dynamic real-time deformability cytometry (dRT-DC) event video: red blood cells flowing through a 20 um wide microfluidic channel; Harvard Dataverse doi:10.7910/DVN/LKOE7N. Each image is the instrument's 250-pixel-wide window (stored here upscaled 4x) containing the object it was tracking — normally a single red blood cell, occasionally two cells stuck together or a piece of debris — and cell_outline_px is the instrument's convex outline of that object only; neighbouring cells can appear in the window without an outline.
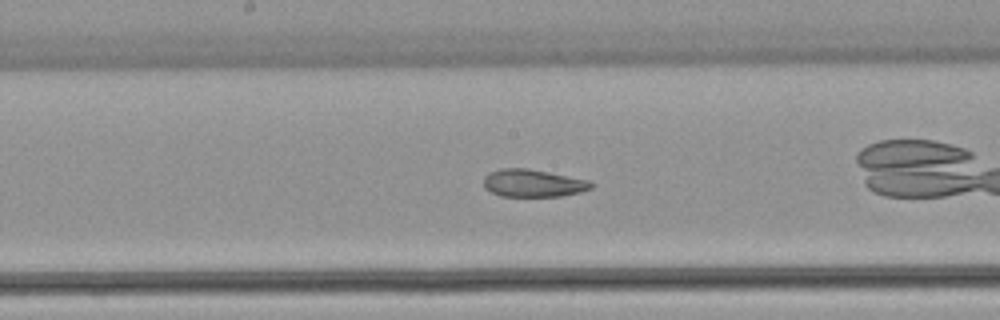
{"species": "common noctule bat (a hibernating species)", "species_latin": "Nyctalus noctula", "temperature_condition": "warm", "stored_images_in_passage": 38, "camera_frame_rate_fps": 3000, "um_per_image_px": 0.085, "animal": {"sex": "female", "body_mass_g": 22.7, "forearm_length_mm": 54.2}, "frame": {"image": 1, "passage_image": 12, "time_ms": 3.667, "image_size_px": [1000, 320], "cell_outline_px": [[592, 188], [580, 192], [560, 196], [500, 196], [484, 188], [484, 176], [488, 172], [500, 168], [528, 168], [588, 180], [592, 184]], "centroid_in_image_um": [45.26, 15.56], "position_along_channel_um": 202.9, "area_um2": 17.22}}
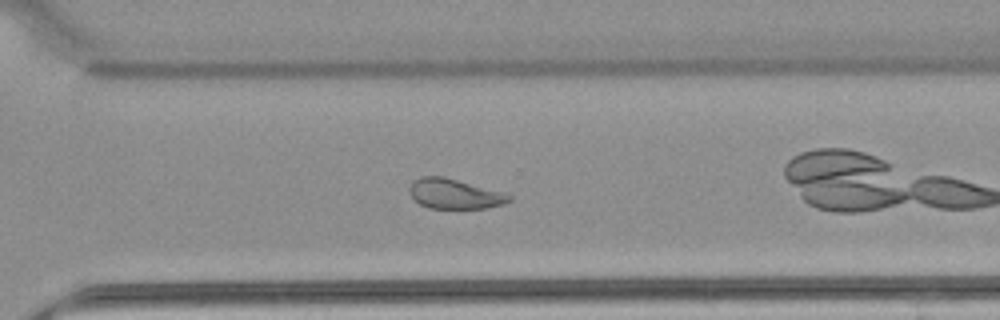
{"frame": {"image": 2, "passage_image": 22, "time_ms": 7.0, "image_size_px": [1000, 320], "cell_outline_px": [[512, 200], [504, 204], [484, 208], [428, 208], [420, 204], [408, 192], [408, 188], [412, 180], [420, 176], [444, 176], [500, 192], [512, 196]], "centroid_in_image_um": [38.58, 16.47], "position_along_channel_um": 332.0, "area_um2": 17.28}, "authors_computed_cell_mechanics": {"area_um2": 18.4671, "velocity_mm_per_s": 3.8774, "shape_relaxation_time_tau1_ms": null, "shape_relaxation_time_tau2_ms": 3.5264, "deformation_change_tau1": null, "deformation_change_tau2": 0.1044}}